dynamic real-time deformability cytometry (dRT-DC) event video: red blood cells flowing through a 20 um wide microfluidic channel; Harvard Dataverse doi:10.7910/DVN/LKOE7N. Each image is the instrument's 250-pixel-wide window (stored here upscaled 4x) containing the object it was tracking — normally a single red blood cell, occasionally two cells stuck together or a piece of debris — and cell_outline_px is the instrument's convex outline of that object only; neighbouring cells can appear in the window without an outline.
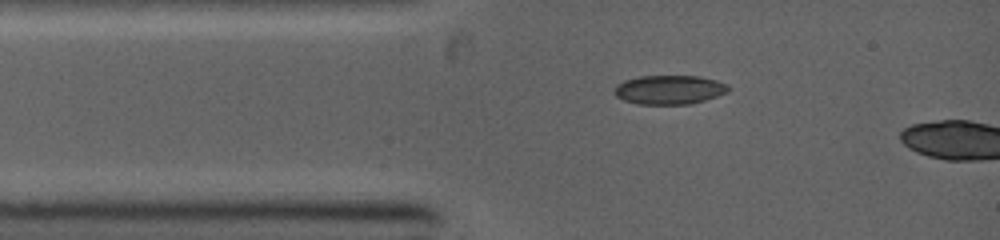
{"species": "common noctule bat (a hibernating species)", "species_latin": "Nyctalus noctula", "temperature_condition": "warm", "stored_images_in_passage": 3, "camera_frame_rate_fps": 5000, "um_per_image_px": 0.085, "animal": {"sex": "female", "body_mass_g": 19.0, "forearm_length_mm": 53.3}, "frame": {"image": 1, "passage_image": 2, "time_ms": 1.0, "image_size_px": [1000, 240], "cell_outline_px": [[728, 88], [724, 92], [716, 96], [704, 100], [688, 104], [636, 104], [624, 100], [616, 96], [612, 92], [616, 84], [624, 80], [640, 76], [700, 76], [716, 80], [728, 84]], "centroid_in_image_um": [56.82, 7.62], "position_along_channel_um": 28.2, "area_um2": 19.25}}